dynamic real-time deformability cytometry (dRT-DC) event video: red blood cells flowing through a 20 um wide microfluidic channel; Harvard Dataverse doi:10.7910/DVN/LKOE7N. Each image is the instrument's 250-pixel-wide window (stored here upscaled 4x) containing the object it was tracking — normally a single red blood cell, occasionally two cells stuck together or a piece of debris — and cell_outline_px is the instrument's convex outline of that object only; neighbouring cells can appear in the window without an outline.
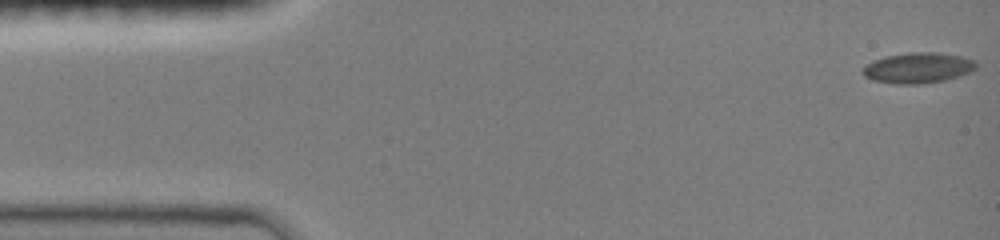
{"species": "common noctule bat (a hibernating species)", "species_latin": "Nyctalus noctula", "temperature_condition": "room temperature", "stored_images_in_passage": 48, "camera_frame_rate_fps": 3000, "um_per_image_px": 0.085, "animal": {"sex": "female", "body_mass_g": 19.0, "forearm_length_mm": 51.5}, "frame": {"image": 1, "passage_image": 1, "time_ms": 0.0, "image_size_px": [1000, 240], "cell_outline_px": [[976, 68], [968, 72], [944, 80], [920, 84], [896, 84], [872, 80], [864, 76], [860, 72], [872, 60], [884, 56], [908, 52], [936, 52], [960, 56], [976, 60]], "centroid_in_image_um": [77.98, 5.76], "position_along_channel_um": 7.0, "area_um2": 20.17}}
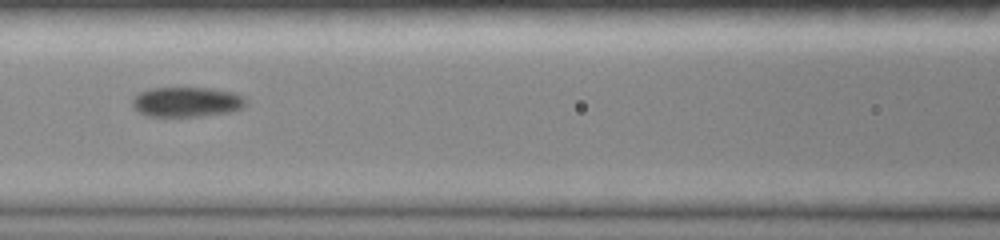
{"frame": {"image": 2, "passage_image": 21, "time_ms": 6.667, "image_size_px": [1000, 240], "cell_outline_px": [[248, 104], [232, 112], [204, 116], [148, 116], [140, 112], [132, 104], [132, 100], [140, 92], [152, 88], [212, 88], [232, 92], [244, 96], [248, 100]], "centroid_in_image_um": [15.94, 8.66], "position_along_channel_um": 150.7, "area_um2": 19.83}}
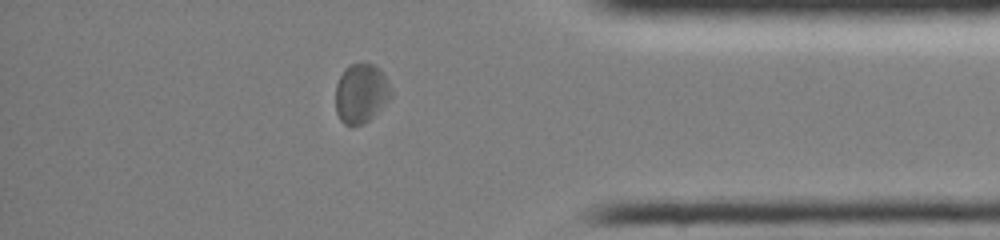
{"frame": {"image": 3, "passage_image": 41, "time_ms": 13.333, "image_size_px": [1000, 240], "cell_outline_px": [[392, 96], [368, 120], [352, 128], [344, 124], [340, 120], [336, 112], [336, 84], [344, 68], [352, 64], [372, 64], [380, 68], [392, 92]], "centroid_in_image_um": [30.66, 7.95], "position_along_channel_um": 404.5, "area_um2": 19.02}}